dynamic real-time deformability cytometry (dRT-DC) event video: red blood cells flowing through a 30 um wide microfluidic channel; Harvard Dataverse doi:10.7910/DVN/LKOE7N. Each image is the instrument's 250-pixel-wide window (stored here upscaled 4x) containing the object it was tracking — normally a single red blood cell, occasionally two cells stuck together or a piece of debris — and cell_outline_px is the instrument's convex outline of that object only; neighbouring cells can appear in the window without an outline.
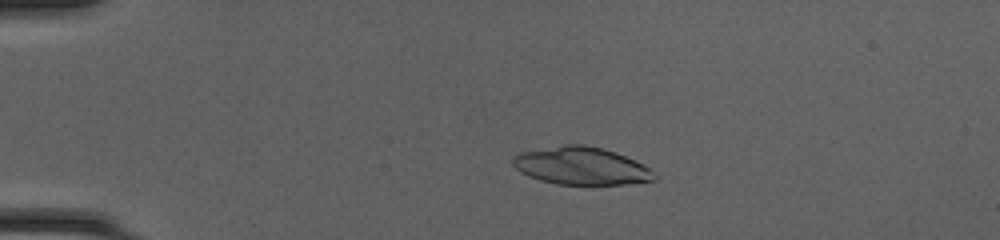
{"species": "common noctule bat (a hibernating species)", "species_latin": "Nyctalus noctula", "temperature_condition": "cold", "stored_images_in_passage": 50, "camera_frame_rate_fps": 3000, "um_per_image_px": 0.085, "animal": {"sex": "female", "body_mass_g": 20.0, "forearm_length_mm": 54.0}, "frame": {"image": 1, "passage_image": 12, "time_ms": 3.667, "image_size_px": [1000, 240], "cell_outline_px": [[656, 180], [624, 184], [556, 184], [540, 180], [528, 176], [520, 172], [512, 164], [512, 156], [520, 152], [564, 144], [584, 144], [604, 148], [616, 152], [644, 164], [656, 176]], "centroid_in_image_um": [49.38, 14.09], "position_along_channel_um": 35.6, "area_um2": 31.15}}
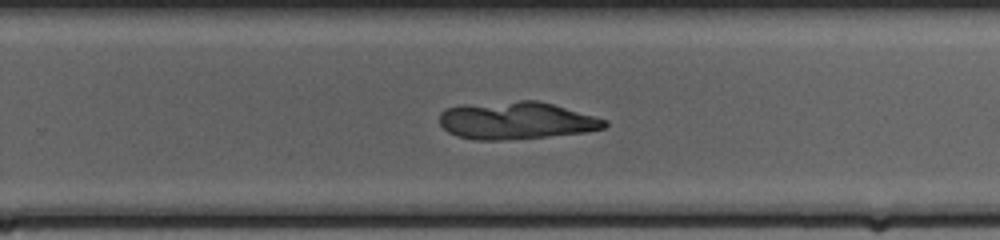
{"frame": {"image": 2, "passage_image": 34, "time_ms": 11.0, "image_size_px": [1000, 240], "cell_outline_px": [[608, 124], [604, 128], [584, 132], [548, 136], [500, 140], [472, 140], [456, 136], [448, 132], [440, 124], [440, 112], [444, 108], [460, 104], [520, 100], [536, 100], [552, 104], [608, 120]], "centroid_in_image_um": [43.82, 10.23], "position_along_channel_um": 286.0, "area_um2": 36.24}}
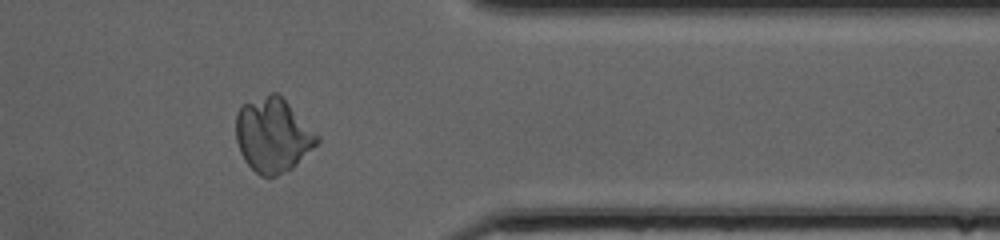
{"frame": {"image": 3, "passage_image": 42, "time_ms": 13.667, "image_size_px": [1000, 240], "cell_outline_px": [[320, 140], [292, 168], [276, 176], [260, 176], [244, 160], [240, 152], [236, 140], [236, 112], [244, 104], [272, 92], [276, 92], [320, 136]], "centroid_in_image_um": [23.17, 11.5], "position_along_channel_um": 388.2, "area_um2": 34.56}}